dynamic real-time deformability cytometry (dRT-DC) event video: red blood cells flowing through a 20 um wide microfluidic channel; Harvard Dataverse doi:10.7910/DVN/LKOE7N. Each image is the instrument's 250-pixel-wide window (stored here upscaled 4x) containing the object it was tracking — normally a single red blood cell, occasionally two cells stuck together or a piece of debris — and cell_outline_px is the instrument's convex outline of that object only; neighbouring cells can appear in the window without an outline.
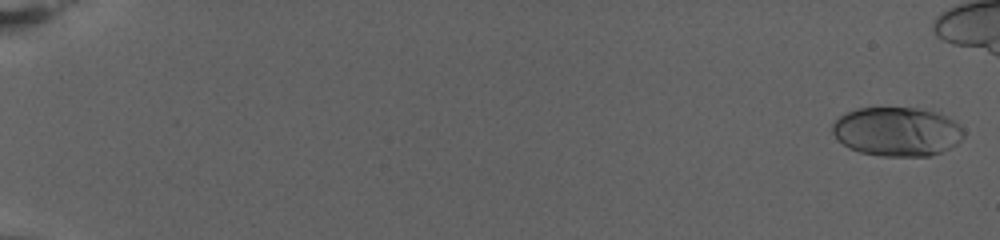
{"species": "human", "species_latin": "Homo sapiens", "temperature_condition": "warm", "stored_images_in_passage": 73, "camera_frame_rate_fps": 3000, "um_per_image_px": 0.085, "donor": {"sex": "female"}, "frame": {"image": 1, "passage_image": 2, "time_ms": 0.333, "image_size_px": [1000, 240], "cell_outline_px": [[964, 136], [956, 144], [940, 152], [928, 156], [880, 156], [860, 152], [848, 148], [832, 132], [832, 124], [844, 112], [856, 108], [916, 108], [936, 112], [952, 120], [964, 128]], "centroid_in_image_um": [76.23, 11.18], "position_along_channel_um": 8.8, "area_um2": 37.45}}
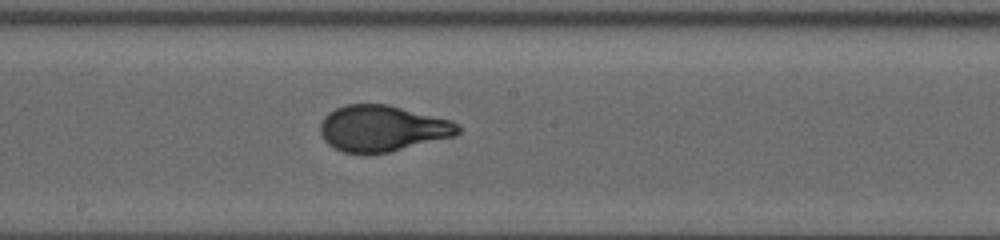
{"frame": {"image": 2, "passage_image": 48, "time_ms": 15.667, "image_size_px": [1000, 240], "cell_outline_px": [[460, 132], [456, 136], [388, 152], [368, 156], [364, 156], [344, 152], [328, 144], [324, 140], [320, 132], [320, 124], [324, 116], [328, 112], [336, 108], [348, 104], [388, 104], [452, 120], [460, 128]], "centroid_in_image_um": [32.48, 10.93], "position_along_channel_um": 215.7, "area_um2": 37.45}}
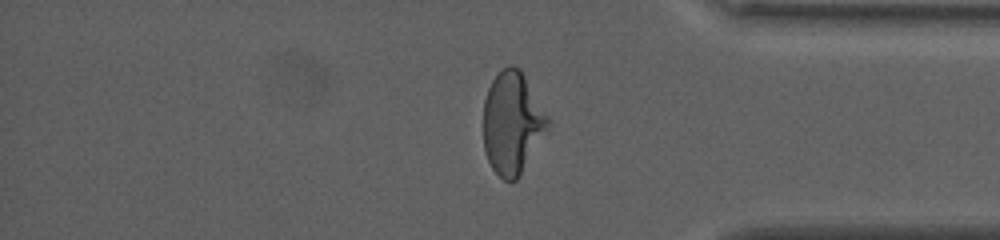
{"frame": {"image": 3, "passage_image": 69, "time_ms": 22.667, "image_size_px": [1000, 240], "cell_outline_px": [[552, 124], [516, 180], [504, 180], [492, 168], [488, 160], [484, 148], [484, 100], [488, 88], [492, 80], [508, 64], [512, 64], [520, 68], [548, 116]], "centroid_in_image_um": [43.56, 10.43], "position_along_channel_um": 391.6, "area_um2": 38.21}}